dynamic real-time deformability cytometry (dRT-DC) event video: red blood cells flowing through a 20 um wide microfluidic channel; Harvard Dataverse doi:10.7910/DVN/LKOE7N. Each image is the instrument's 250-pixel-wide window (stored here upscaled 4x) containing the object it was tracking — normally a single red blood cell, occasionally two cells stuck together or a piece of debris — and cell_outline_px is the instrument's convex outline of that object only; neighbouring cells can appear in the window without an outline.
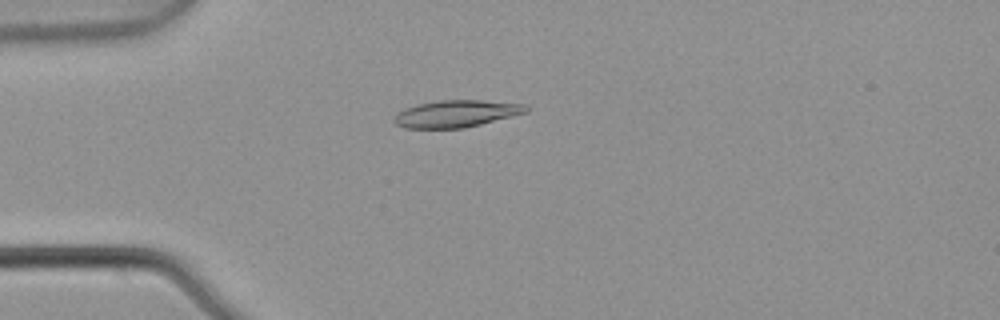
{"species": "common noctule bat (a hibernating species)", "species_latin": "Nyctalus noctula", "temperature_condition": "warm", "stored_images_in_passage": 1, "camera_frame_rate_fps": 3000, "um_per_image_px": 0.085, "animal": {"sex": "male", "body_mass_g": 21.5, "forearm_length_mm": 52.0}, "frame": {"image": 1, "passage_image": 1, "time_ms": 0.0, "image_size_px": [1000, 320], "cell_outline_px": [[528, 112], [464, 128], [404, 128], [396, 124], [392, 120], [392, 116], [396, 112], [404, 108], [416, 104], [440, 100], [484, 100], [528, 104]], "centroid_in_image_um": [38.75, 9.65], "position_along_channel_um": 46.3, "area_um2": 21.04}}